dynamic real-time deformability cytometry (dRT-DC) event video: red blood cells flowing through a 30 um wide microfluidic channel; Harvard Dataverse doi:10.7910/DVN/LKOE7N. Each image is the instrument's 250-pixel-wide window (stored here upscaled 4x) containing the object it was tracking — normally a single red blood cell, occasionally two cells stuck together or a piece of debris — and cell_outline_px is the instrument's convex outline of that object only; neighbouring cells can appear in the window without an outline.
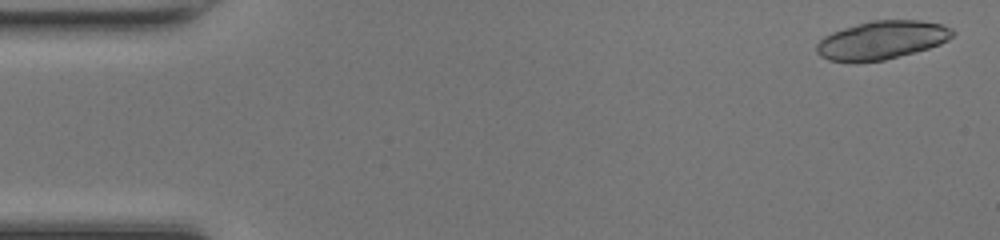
{"species": "common noctule bat (a hibernating species)", "species_latin": "Nyctalus noctula", "temperature_condition": "room temperature", "stored_images_in_passage": 50, "camera_frame_rate_fps": 3000, "um_per_image_px": 0.085, "animal": {"sex": "female", "body_mass_g": 17.0, "forearm_length_mm": 48.0}, "frame": {"image": 1, "passage_image": 2, "time_ms": 0.333, "image_size_px": [1000, 240], "cell_outline_px": [[956, 32], [948, 40], [940, 44], [928, 48], [884, 60], [828, 60], [820, 56], [816, 52], [816, 44], [824, 36], [832, 32], [844, 28], [872, 20], [920, 20], [940, 24], [952, 28]], "centroid_in_image_um": [74.98, 3.38], "position_along_channel_um": 10.0, "area_um2": 29.88}}
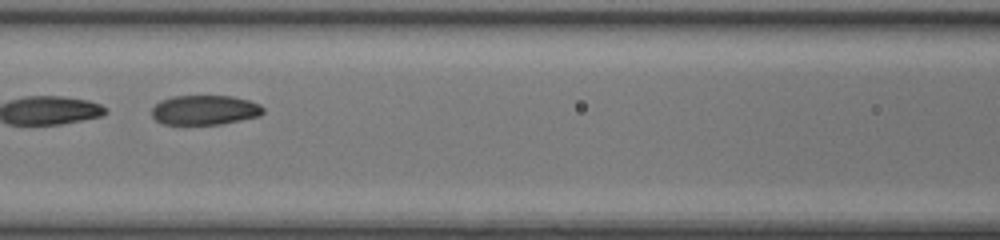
{"frame": {"image": 2, "passage_image": 22, "time_ms": 7.0, "image_size_px": [1000, 240], "cell_outline_px": [[264, 112], [260, 116], [220, 124], [164, 124], [156, 120], [152, 116], [152, 108], [160, 100], [172, 96], [232, 96], [248, 100], [260, 104], [264, 108]], "centroid_in_image_um": [17.41, 9.34], "position_along_channel_um": 149.2, "area_um2": 19.25}}
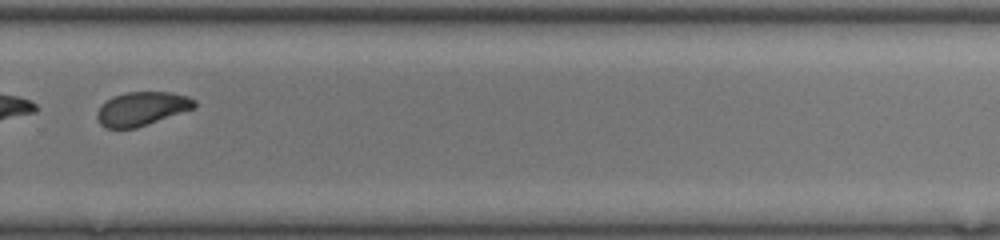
{"frame": {"image": 3, "passage_image": 34, "time_ms": 11.0, "image_size_px": [1000, 240], "cell_outline_px": [[196, 108], [136, 128], [108, 128], [100, 124], [96, 116], [96, 112], [100, 104], [112, 96], [124, 92], [172, 92], [188, 96], [196, 100]], "centroid_in_image_um": [12.05, 9.23], "position_along_channel_um": 317.8, "area_um2": 19.42}, "authors_computed_cell_mechanics": {"area_um2": 24.9696, "velocity_mm_per_s": 4.224, "shape_relaxation_time_tau1_ms": 3.2716, "shape_relaxation_time_tau2_ms": 1.7775, "deformation_change_tau1": 0.1655, "deformation_change_tau2": 0.0713}}